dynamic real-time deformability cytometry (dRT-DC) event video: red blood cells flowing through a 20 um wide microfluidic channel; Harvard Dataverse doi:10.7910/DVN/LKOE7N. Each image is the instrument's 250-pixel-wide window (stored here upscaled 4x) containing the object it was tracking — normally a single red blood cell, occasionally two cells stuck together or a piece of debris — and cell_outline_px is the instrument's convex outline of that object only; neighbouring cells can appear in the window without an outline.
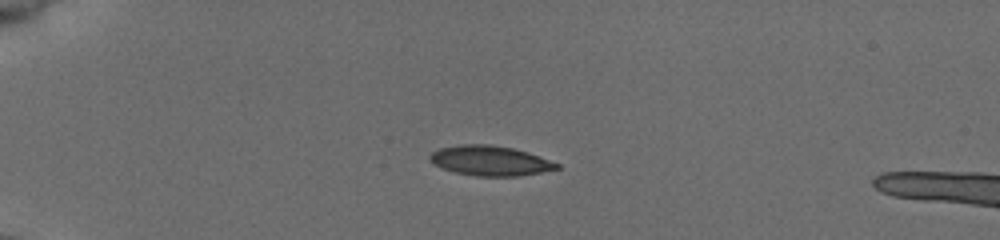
{"species": "common noctule bat (a hibernating species)", "species_latin": "Nyctalus noctula", "temperature_condition": "cold", "stored_images_in_passage": 8, "camera_frame_rate_fps": 3000, "um_per_image_px": 0.085, "animal": {"sex": "female", "body_mass_g": 19.5, "forearm_length_mm": 54.1}, "frame": {"image": 1, "passage_image": 1, "time_ms": 0.0, "image_size_px": [1000, 240], "cell_outline_px": [[560, 168], [540, 172], [516, 176], [476, 176], [456, 172], [444, 168], [436, 164], [428, 156], [432, 152], [440, 148], [460, 144], [492, 144], [512, 148], [528, 152], [560, 164]], "centroid_in_image_um": [41.68, 13.65], "position_along_channel_um": 43.3, "area_um2": 21.85}}
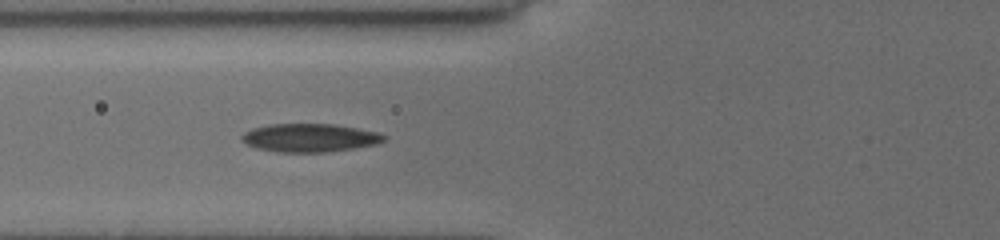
{"frame": {"image": 2, "passage_image": 6, "time_ms": 1.667, "image_size_px": [1000, 240], "cell_outline_px": [[388, 136], [384, 140], [376, 144], [356, 148], [328, 152], [276, 152], [256, 148], [248, 144], [240, 136], [244, 132], [252, 128], [268, 124], [332, 124], [380, 132]], "centroid_in_image_um": [26.35, 11.71], "position_along_channel_um": 99.5, "area_um2": 23.52}}
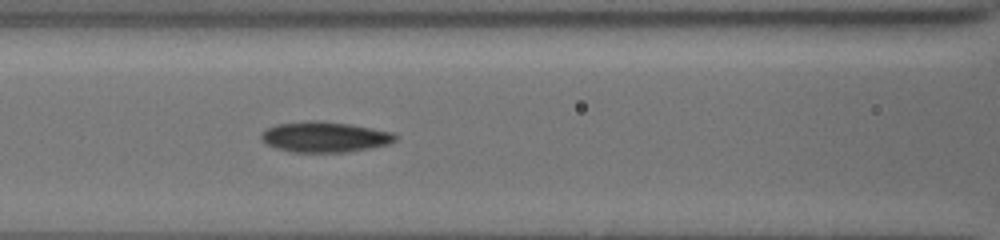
{"frame": {"image": 3, "passage_image": 7, "time_ms": 2.0, "image_size_px": [1000, 240], "cell_outline_px": [[396, 140], [388, 144], [348, 152], [292, 152], [276, 148], [260, 140], [260, 132], [276, 124], [304, 120], [320, 120], [352, 124], [396, 132]], "centroid_in_image_um": [27.59, 11.62], "position_along_channel_um": 139.0, "area_um2": 24.22}}